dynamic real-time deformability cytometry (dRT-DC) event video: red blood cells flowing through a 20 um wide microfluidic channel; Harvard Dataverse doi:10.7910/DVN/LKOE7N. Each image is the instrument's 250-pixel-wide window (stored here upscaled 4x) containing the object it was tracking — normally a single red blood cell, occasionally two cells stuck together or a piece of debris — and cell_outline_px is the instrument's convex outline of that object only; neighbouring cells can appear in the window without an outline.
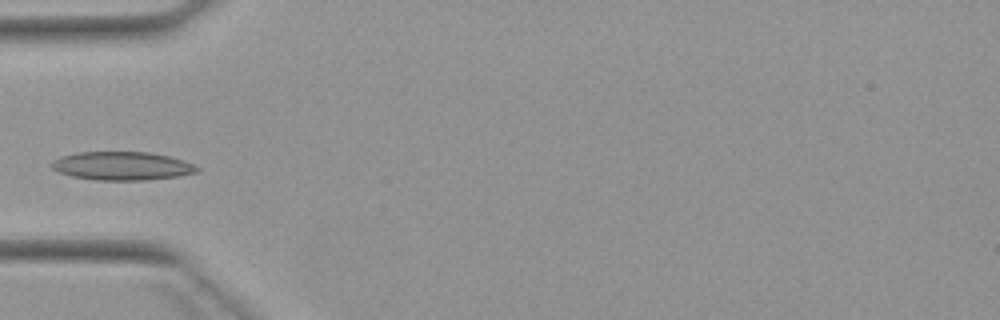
{"species": "Egyptian fruit bat (a non-hibernating species)", "species_latin": "Rousettus aegyptiacus", "temperature_condition": "warm", "stored_images_in_passage": 5, "camera_frame_rate_fps": 3000, "um_per_image_px": 0.085, "animal": {"sex": "female"}, "frame": {"image": 1, "passage_image": 5, "time_ms": 4.667, "image_size_px": [1000, 320], "cell_outline_px": [[200, 172], [176, 176], [148, 180], [96, 180], [72, 176], [60, 172], [52, 168], [52, 160], [60, 156], [76, 152], [148, 152], [168, 156], [184, 160], [200, 168]], "centroid_in_image_um": [10.38, 14.1], "position_along_channel_um": 74.6, "area_um2": 24.1}}